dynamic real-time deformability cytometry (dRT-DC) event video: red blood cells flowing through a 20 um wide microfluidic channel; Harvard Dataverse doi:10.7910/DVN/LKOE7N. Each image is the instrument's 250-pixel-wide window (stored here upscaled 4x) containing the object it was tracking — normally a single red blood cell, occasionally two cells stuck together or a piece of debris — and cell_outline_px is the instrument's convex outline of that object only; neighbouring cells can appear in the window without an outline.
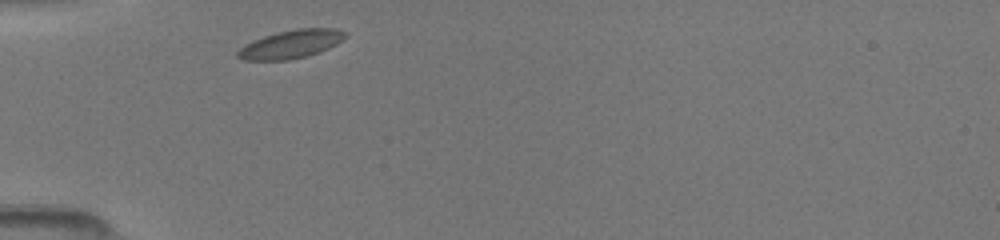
{"species": "common noctule bat (a hibernating species)", "species_latin": "Nyctalus noctula", "temperature_condition": "room temperature", "stored_images_in_passage": 5, "camera_frame_rate_fps": 3000, "um_per_image_px": 0.085, "animal": {"sex": "female", "body_mass_g": 19.5, "forearm_length_mm": 54.1}, "frame": {"image": 1, "passage_image": 1, "time_ms": 0.0, "image_size_px": [1000, 240], "cell_outline_px": [[348, 36], [336, 44], [320, 52], [308, 56], [288, 60], [244, 60], [236, 56], [236, 52], [244, 44], [252, 40], [276, 32], [296, 28], [332, 28], [348, 32]], "centroid_in_image_um": [24.73, 3.75], "position_along_channel_um": 60.3, "area_um2": 17.98}}
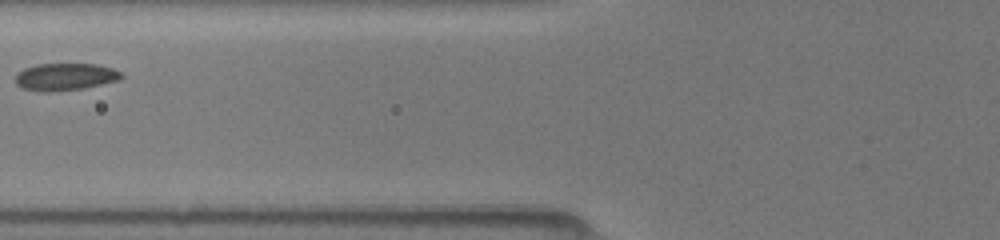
{"frame": {"image": 2, "passage_image": 3, "time_ms": 1.667, "image_size_px": [1000, 240], "cell_outline_px": [[124, 76], [120, 80], [84, 88], [52, 92], [40, 92], [20, 88], [16, 84], [16, 76], [24, 68], [36, 64], [96, 64], [112, 68], [120, 72]], "centroid_in_image_um": [5.53, 6.54], "position_along_channel_um": 120.3, "area_um2": 16.94}}
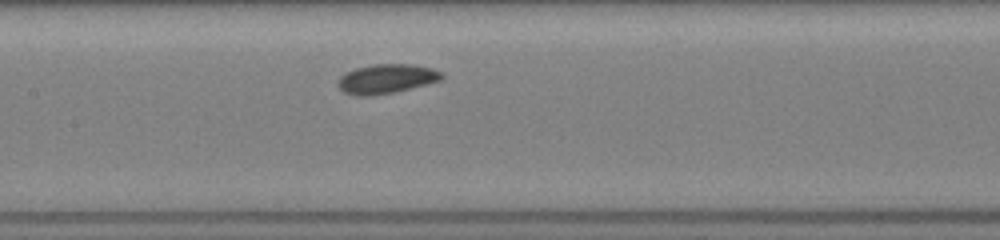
{"frame": {"image": 3, "passage_image": 5, "time_ms": 3.0, "image_size_px": [1000, 240], "cell_outline_px": [[444, 76], [440, 80], [396, 92], [372, 96], [356, 96], [344, 92], [336, 84], [340, 76], [356, 68], [372, 64], [412, 64], [432, 68], [444, 72]], "centroid_in_image_um": [32.85, 6.7], "position_along_channel_um": 174.6, "area_um2": 17.86}}